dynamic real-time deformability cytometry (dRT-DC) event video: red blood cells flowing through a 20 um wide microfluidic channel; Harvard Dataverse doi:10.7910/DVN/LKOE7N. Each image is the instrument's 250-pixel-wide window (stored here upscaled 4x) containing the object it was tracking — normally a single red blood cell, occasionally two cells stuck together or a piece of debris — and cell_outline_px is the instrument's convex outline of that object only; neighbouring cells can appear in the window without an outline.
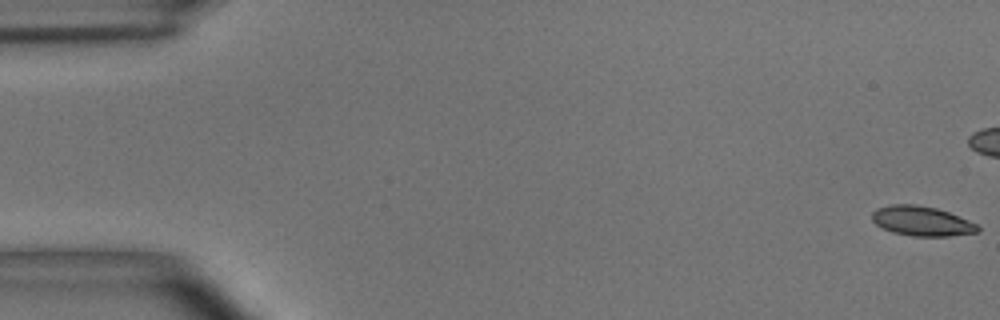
{"species": "common noctule bat (a hibernating species)", "species_latin": "Nyctalus noctula", "temperature_condition": "room temperature", "stored_images_in_passage": 4, "camera_frame_rate_fps": 3000, "um_per_image_px": 0.085, "animal": {"sex": "male", "body_mass_g": 15.6}, "frame": {"image": 1, "passage_image": 1, "time_ms": 0.0, "image_size_px": [1000, 320], "cell_outline_px": [[980, 232], [948, 236], [912, 236], [892, 232], [876, 224], [872, 220], [872, 212], [876, 208], [892, 204], [916, 204], [936, 208], [948, 212], [968, 220], [976, 224], [980, 228]], "centroid_in_image_um": [78.34, 18.79], "position_along_channel_um": 6.7, "area_um2": 18.26}}